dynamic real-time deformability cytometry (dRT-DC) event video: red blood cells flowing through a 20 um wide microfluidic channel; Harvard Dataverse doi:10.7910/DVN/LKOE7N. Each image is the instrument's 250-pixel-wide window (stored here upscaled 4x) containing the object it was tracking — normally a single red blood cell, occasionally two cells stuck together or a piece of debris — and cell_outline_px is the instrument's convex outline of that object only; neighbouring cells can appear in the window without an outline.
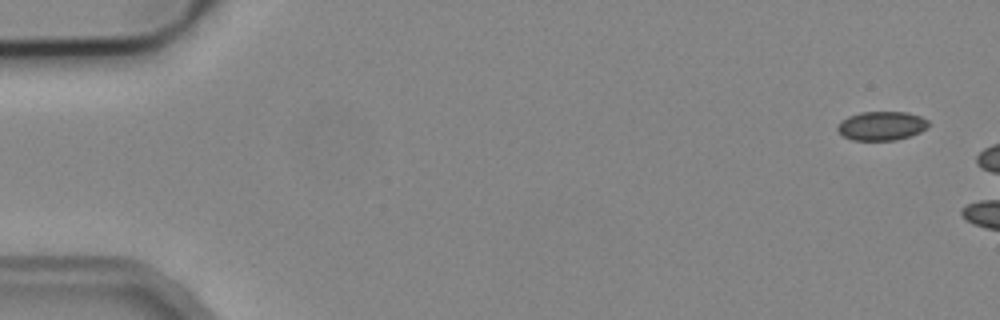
{"species": "common noctule bat (a hibernating species)", "species_latin": "Nyctalus noctula", "temperature_condition": "cold", "stored_images_in_passage": 3, "camera_frame_rate_fps": 3000, "um_per_image_px": 0.085, "animal": {"sex": "male", "body_mass_g": 19.2, "forearm_length_mm": 51.8}, "frame": {"image": 1, "passage_image": 1, "time_ms": 0.0, "image_size_px": [1000, 320], "cell_outline_px": [[928, 128], [920, 132], [896, 140], [852, 140], [844, 136], [836, 128], [840, 120], [848, 116], [860, 112], [908, 112], [920, 116], [928, 120]], "centroid_in_image_um": [74.92, 10.69], "position_along_channel_um": 10.1, "area_um2": 15.37}}